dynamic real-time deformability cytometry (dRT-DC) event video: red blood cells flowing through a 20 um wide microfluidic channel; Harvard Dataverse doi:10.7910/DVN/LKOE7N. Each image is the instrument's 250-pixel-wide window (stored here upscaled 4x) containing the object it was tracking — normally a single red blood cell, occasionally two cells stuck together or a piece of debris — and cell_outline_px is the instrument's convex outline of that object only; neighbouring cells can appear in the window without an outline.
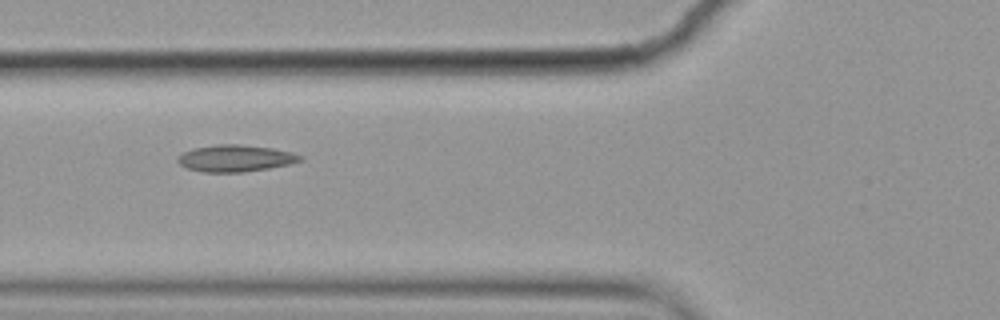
{"species": "common noctule bat (a hibernating species)", "species_latin": "Nyctalus noctula", "temperature_condition": "cold", "stored_images_in_passage": 9, "camera_frame_rate_fps": 3000, "um_per_image_px": 0.085, "animal": {"sex": "female", "body_mass_g": 19.9}, "frame": {"image": 1, "passage_image": 7, "time_ms": 2.0, "image_size_px": [1000, 320], "cell_outline_px": [[304, 160], [292, 164], [244, 172], [204, 172], [188, 168], [180, 164], [176, 160], [184, 152], [192, 148], [216, 144], [240, 144], [272, 148], [292, 152], [304, 156]], "centroid_in_image_um": [20.06, 13.45], "position_along_channel_um": 105.7, "area_um2": 19.19}}
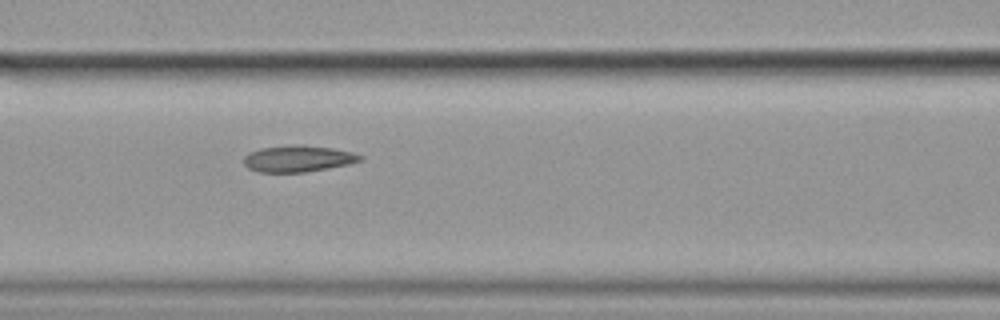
{"frame": {"image": 2, "passage_image": 8, "time_ms": 2.333, "image_size_px": [1000, 320], "cell_outline_px": [[364, 160], [348, 164], [328, 168], [304, 172], [256, 172], [248, 168], [244, 164], [244, 156], [248, 152], [260, 148], [296, 144], [304, 144], [332, 148], [352, 152], [364, 156]], "centroid_in_image_um": [25.33, 13.48], "position_along_channel_um": 141.3, "area_um2": 18.15}}
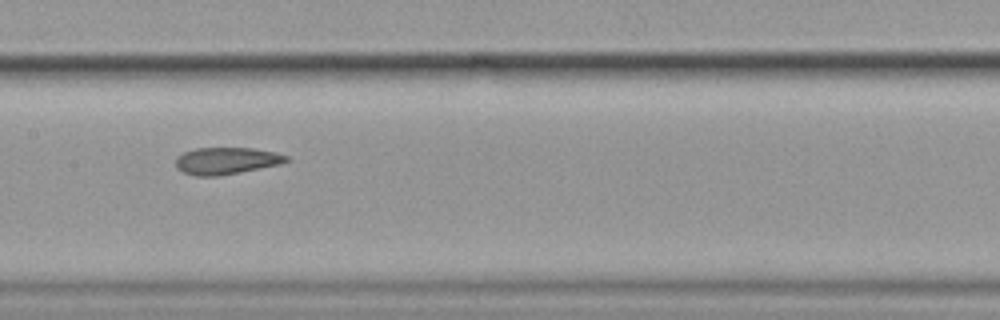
{"frame": {"image": 3, "passage_image": 9, "time_ms": 2.667, "image_size_px": [1000, 320], "cell_outline_px": [[288, 160], [280, 164], [220, 176], [196, 176], [184, 172], [176, 168], [176, 156], [184, 152], [196, 148], [252, 148], [276, 152], [288, 156]], "centroid_in_image_um": [19.22, 13.66], "position_along_channel_um": 188.2, "area_um2": 17.34}}